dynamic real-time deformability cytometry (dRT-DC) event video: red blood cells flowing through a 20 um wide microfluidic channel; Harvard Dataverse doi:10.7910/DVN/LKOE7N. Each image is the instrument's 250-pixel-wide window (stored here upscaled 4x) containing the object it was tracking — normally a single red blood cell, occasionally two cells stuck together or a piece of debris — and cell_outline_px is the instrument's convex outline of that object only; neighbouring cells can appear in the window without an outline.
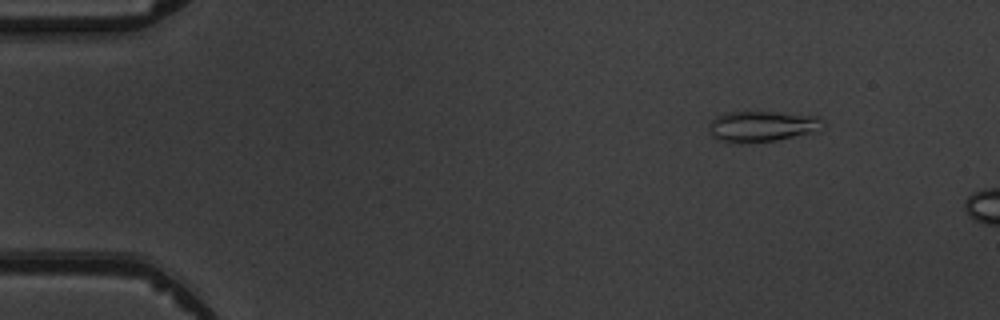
{"species": "common noctule bat (a hibernating species)", "species_latin": "Nyctalus noctula", "temperature_condition": "warm", "stored_images_in_passage": 4, "camera_frame_rate_fps": 3000, "um_per_image_px": 0.085, "animal": {"sex": "male", "body_mass_g": 19.5, "forearm_length_mm": 54.6}, "frame": {"image": 1, "passage_image": 2, "time_ms": 1.333, "image_size_px": [1000, 320], "cell_outline_px": [[820, 132], [776, 140], [740, 144], [720, 140], [712, 136], [708, 132], [712, 120], [716, 116], [724, 112], [772, 112], [820, 116]], "centroid_in_image_um": [64.76, 10.75], "position_along_channel_um": 20.2, "area_um2": 20.52}}